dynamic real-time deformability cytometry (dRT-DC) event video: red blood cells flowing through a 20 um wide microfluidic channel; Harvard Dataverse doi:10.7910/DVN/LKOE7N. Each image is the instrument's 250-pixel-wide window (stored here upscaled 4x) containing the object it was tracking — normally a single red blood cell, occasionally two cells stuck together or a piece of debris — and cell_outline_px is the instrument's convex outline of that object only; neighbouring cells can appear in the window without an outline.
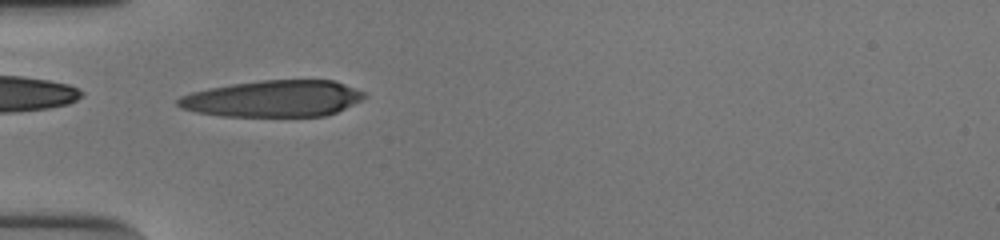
{"species": "human", "species_latin": "Homo sapiens", "temperature_condition": "cold", "stored_images_in_passage": 37, "camera_frame_rate_fps": 3000, "um_per_image_px": 0.085, "donor": {"sex": "male"}, "frame": {"image": 1, "passage_image": 1, "time_ms": 0.0, "image_size_px": [1000, 240], "cell_outline_px": [[368, 96], [336, 112], [324, 116], [220, 116], [196, 112], [180, 108], [176, 104], [176, 100], [180, 96], [192, 92], [208, 88], [232, 84], [260, 80], [332, 80], [344, 84], [364, 92]], "centroid_in_image_um": [23.18, 8.38], "position_along_channel_um": 61.8, "area_um2": 39.59}}
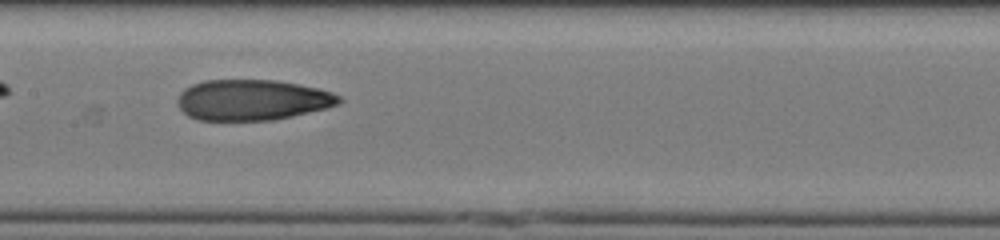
{"frame": {"image": 2, "passage_image": 11, "time_ms": 3.333, "image_size_px": [1000, 240], "cell_outline_px": [[344, 100], [340, 104], [292, 116], [272, 120], [196, 120], [188, 116], [180, 108], [176, 100], [180, 92], [184, 88], [192, 84], [204, 80], [276, 80], [300, 84], [320, 88], [332, 92], [340, 96]], "centroid_in_image_um": [21.44, 8.49], "position_along_channel_um": 186.0, "area_um2": 38.55}}
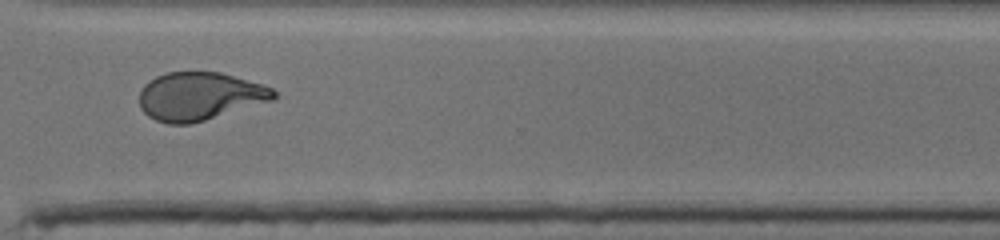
{"frame": {"image": 3, "passage_image": 24, "time_ms": 7.667, "image_size_px": [1000, 240], "cell_outline_px": [[276, 100], [192, 124], [168, 124], [156, 120], [148, 116], [140, 108], [140, 92], [144, 84], [156, 76], [168, 72], [220, 72], [264, 84], [272, 88], [276, 92]], "centroid_in_image_um": [17.01, 8.19], "position_along_channel_um": 353.6, "area_um2": 38.03}, "authors_computed_cell_mechanics": {"area_um2": 39.0728, "velocity_mm_per_s": 3.8684, "shape_relaxation_time_tau1_ms": 8.0012, "shape_relaxation_time_tau2_ms": 2.6645, "deformation_change_tau1": 0.282, "deformation_change_tau2": 0.0832}}